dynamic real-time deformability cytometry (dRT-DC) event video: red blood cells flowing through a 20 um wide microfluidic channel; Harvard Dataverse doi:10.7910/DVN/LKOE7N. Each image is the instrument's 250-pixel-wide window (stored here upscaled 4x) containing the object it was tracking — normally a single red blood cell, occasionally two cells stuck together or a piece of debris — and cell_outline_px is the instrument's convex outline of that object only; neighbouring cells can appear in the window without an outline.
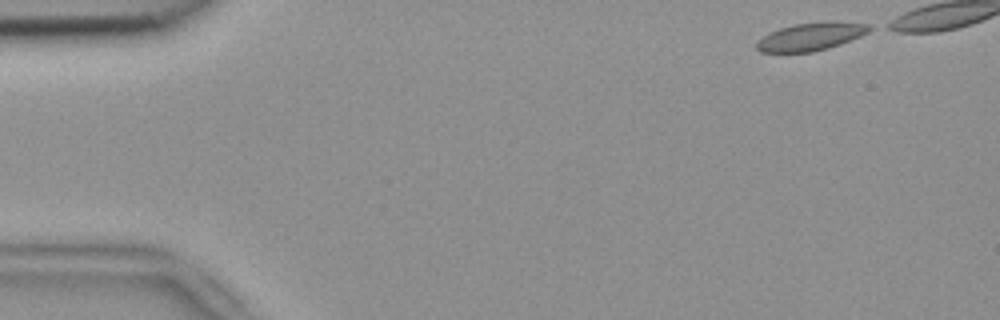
{"species": "common noctule bat (a hibernating species)", "species_latin": "Nyctalus noctula", "temperature_condition": "room temperature", "stored_images_in_passage": 41, "camera_frame_rate_fps": 3000, "um_per_image_px": 0.085, "animal": {"sex": "female", "body_mass_g": 18.4}, "frame": {"image": 1, "passage_image": 1, "time_ms": 0.0, "image_size_px": [1000, 320], "cell_outline_px": [[876, 28], [860, 36], [840, 44], [828, 48], [812, 52], [760, 52], [756, 48], [756, 44], [768, 32], [792, 24], [828, 20], [832, 20], [868, 24]], "centroid_in_image_um": [68.96, 3.08], "position_along_channel_um": 16.0, "area_um2": 18.55}}
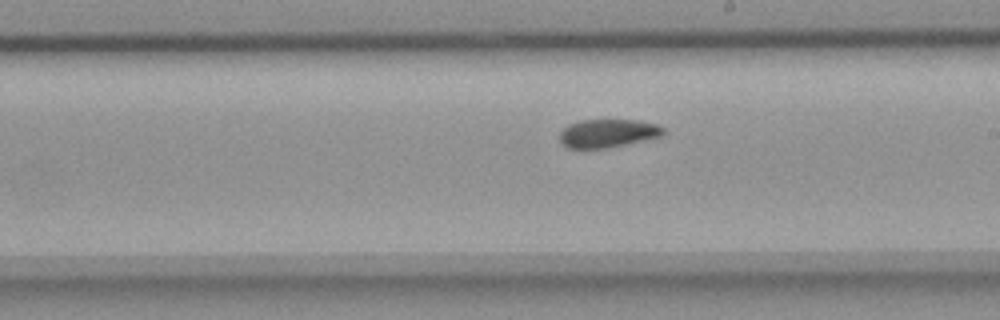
{"frame": {"image": 2, "passage_image": 27, "time_ms": 8.667, "image_size_px": [1000, 320], "cell_outline_px": [[664, 136], [608, 148], [568, 148], [560, 140], [560, 132], [568, 124], [580, 120], [636, 120], [656, 124], [664, 128]], "centroid_in_image_um": [51.68, 11.33], "position_along_channel_um": 237.3, "area_um2": 17.11}}
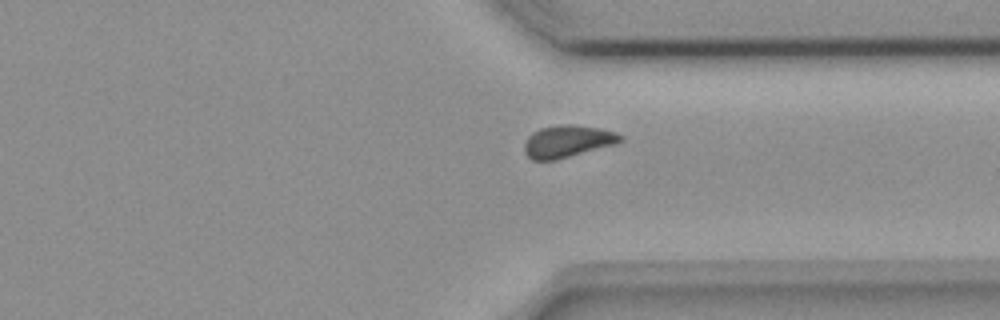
{"frame": {"image": 3, "passage_image": 37, "time_ms": 12.0, "image_size_px": [1000, 320], "cell_outline_px": [[624, 140], [612, 144], [556, 160], [532, 160], [524, 152], [524, 144], [528, 136], [532, 132], [540, 128], [564, 124], [576, 124], [600, 128], [616, 132], [624, 136]], "centroid_in_image_um": [48.22, 12.0], "position_along_channel_um": 363.2, "area_um2": 17.92}}